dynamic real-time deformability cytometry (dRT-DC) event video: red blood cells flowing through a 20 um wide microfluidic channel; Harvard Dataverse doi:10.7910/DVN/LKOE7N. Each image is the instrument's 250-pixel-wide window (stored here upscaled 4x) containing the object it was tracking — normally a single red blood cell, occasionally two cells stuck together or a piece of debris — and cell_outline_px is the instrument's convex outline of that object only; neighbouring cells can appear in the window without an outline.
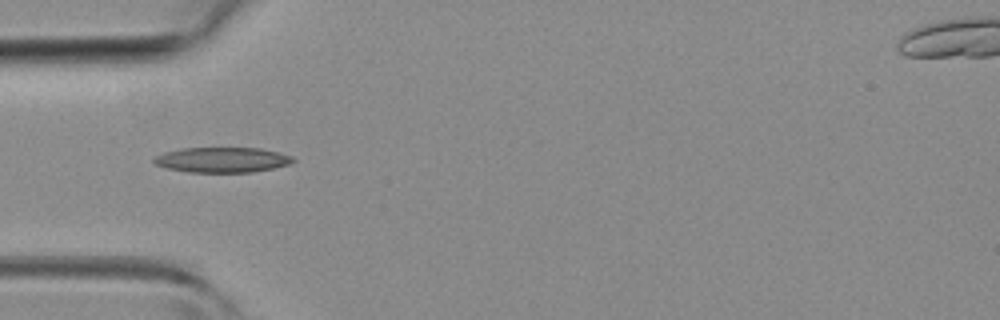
{"species": "common noctule bat (a hibernating species)", "species_latin": "Nyctalus noctula", "temperature_condition": "room temperature", "stored_images_in_passage": 31, "camera_frame_rate_fps": 3000, "um_per_image_px": 0.085, "animal": {"sex": "female", "body_mass_g": 19.3, "forearm_length_mm": 54.1}, "frame": {"image": 1, "passage_image": 2, "time_ms": 0.333, "image_size_px": [1000, 320], "cell_outline_px": [[296, 160], [288, 164], [272, 168], [252, 172], [188, 172], [168, 168], [156, 164], [152, 160], [156, 156], [164, 152], [184, 148], [260, 148], [292, 156]], "centroid_in_image_um": [18.88, 13.58], "position_along_channel_um": 66.1, "area_um2": 20.17}}
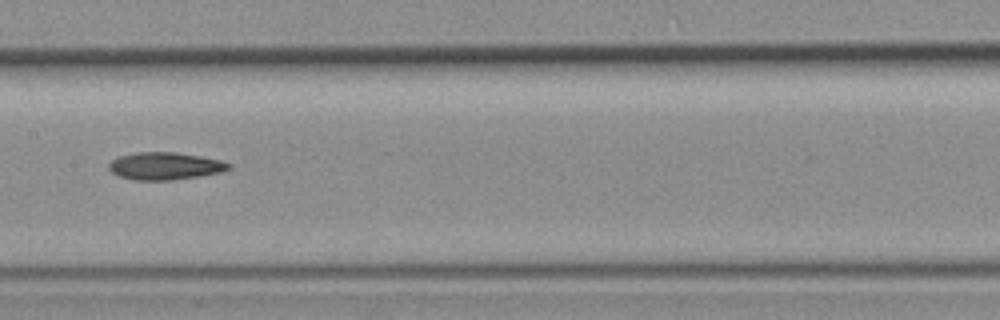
{"frame": {"image": 2, "passage_image": 10, "time_ms": 3.0, "image_size_px": [1000, 320], "cell_outline_px": [[232, 168], [224, 172], [200, 176], [172, 180], [132, 180], [120, 176], [112, 172], [108, 168], [108, 164], [112, 160], [120, 156], [136, 152], [176, 152], [200, 156], [220, 160], [232, 164]], "centroid_in_image_um": [14.06, 14.11], "position_along_channel_um": 193.3, "area_um2": 19.31}}
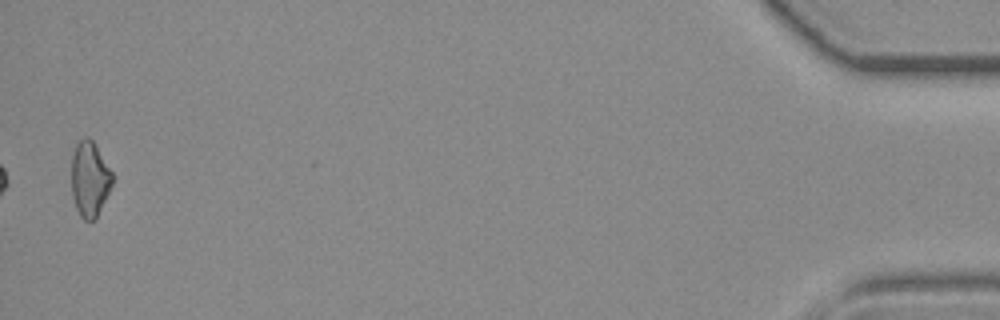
{"frame": {"image": 3, "passage_image": 31, "time_ms": 10.0, "image_size_px": [1000, 320], "cell_outline_px": [[112, 184], [96, 220], [84, 220], [80, 216], [76, 208], [72, 196], [72, 156], [76, 144], [84, 136], [88, 136], [96, 144], [112, 172]], "centroid_in_image_um": [7.62, 15.21], "position_along_channel_um": 427.6, "area_um2": 17.98}}